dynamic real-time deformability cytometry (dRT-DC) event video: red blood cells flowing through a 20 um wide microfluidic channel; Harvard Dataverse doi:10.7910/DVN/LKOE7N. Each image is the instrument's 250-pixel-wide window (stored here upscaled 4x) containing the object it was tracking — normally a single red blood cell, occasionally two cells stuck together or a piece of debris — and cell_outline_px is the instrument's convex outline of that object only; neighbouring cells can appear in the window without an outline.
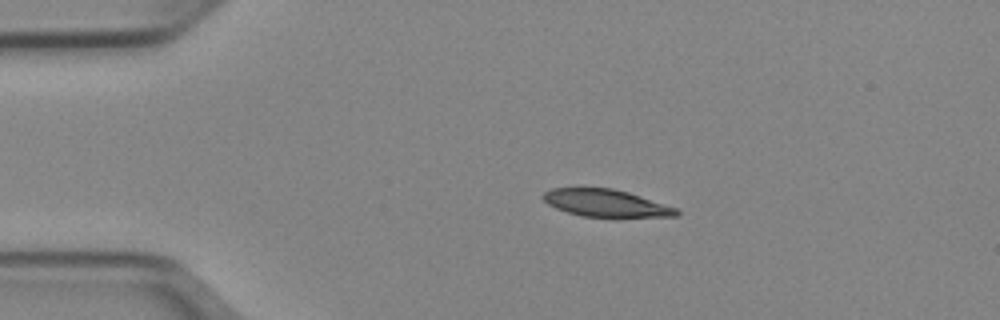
{"species": "Egyptian fruit bat (a non-hibernating species)", "species_latin": "Rousettus aegyptiacus", "temperature_condition": "cold", "stored_images_in_passage": 42, "camera_frame_rate_fps": 3000, "um_per_image_px": 0.085, "animal": {"sex": "female"}, "frame": {"image": 1, "passage_image": 1, "time_ms": 0.0, "image_size_px": [1000, 320], "cell_outline_px": [[680, 212], [676, 216], [580, 216], [556, 208], [548, 204], [540, 196], [544, 192], [552, 188], [580, 184], [612, 188], [628, 192], [676, 208]], "centroid_in_image_um": [51.35, 17.19], "position_along_channel_um": 33.6, "area_um2": 21.62}}
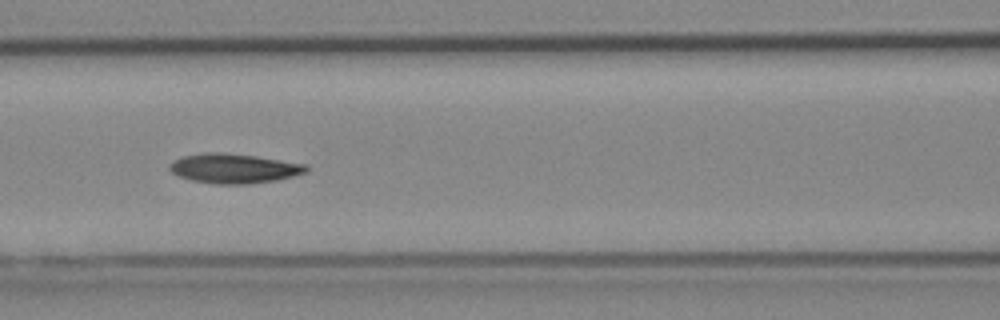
{"frame": {"image": 2, "passage_image": 13, "time_ms": 4.0, "image_size_px": [1000, 320], "cell_outline_px": [[308, 172], [276, 180], [248, 184], [216, 184], [192, 180], [180, 176], [172, 172], [168, 168], [168, 164], [184, 156], [204, 152], [224, 152], [256, 156], [308, 164]], "centroid_in_image_um": [19.91, 14.31], "position_along_channel_um": 146.7, "area_um2": 23.58}}
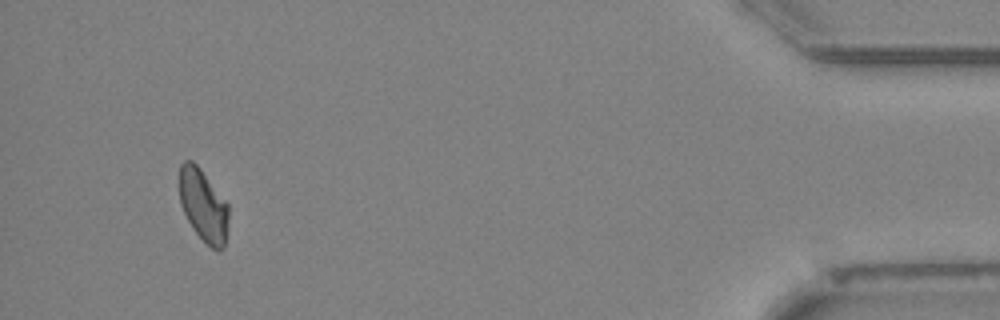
{"frame": {"image": 3, "passage_image": 39, "time_ms": 12.667, "image_size_px": [1000, 320], "cell_outline_px": [[228, 228], [224, 248], [220, 252], [216, 252], [196, 232], [188, 220], [180, 204], [180, 164], [184, 160], [192, 160], [200, 168], [228, 204]], "centroid_in_image_um": [17.3, 17.48], "position_along_channel_um": 417.9, "area_um2": 20.63}}